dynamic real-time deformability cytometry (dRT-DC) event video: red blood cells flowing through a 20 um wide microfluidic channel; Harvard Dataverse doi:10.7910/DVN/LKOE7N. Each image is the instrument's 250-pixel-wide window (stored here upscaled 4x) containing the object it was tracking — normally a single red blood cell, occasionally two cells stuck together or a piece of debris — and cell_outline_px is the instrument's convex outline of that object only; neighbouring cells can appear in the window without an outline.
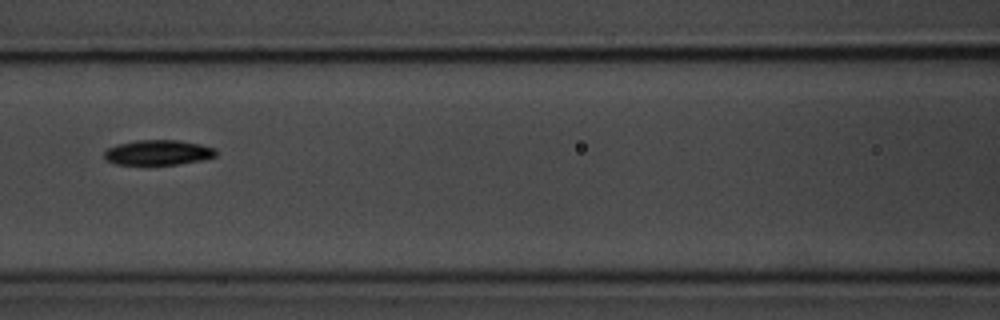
{"species": "common noctule bat (a hibernating species)", "species_latin": "Nyctalus noctula", "temperature_condition": "room temperature", "stored_images_in_passage": 8, "camera_frame_rate_fps": 3000, "um_per_image_px": 0.085, "animal": {"sex": "male", "body_mass_g": 20.1, "forearm_length_mm": 53.5}, "frame": {"image": 1, "passage_image": 7, "time_ms": 7.667, "image_size_px": [1000, 320], "cell_outline_px": [[216, 156], [200, 160], [176, 164], [116, 164], [104, 160], [104, 152], [108, 148], [116, 144], [136, 140], [180, 140], [200, 144], [216, 148]], "centroid_in_image_um": [13.41, 12.95], "position_along_channel_um": 153.2, "area_um2": 16.3}}
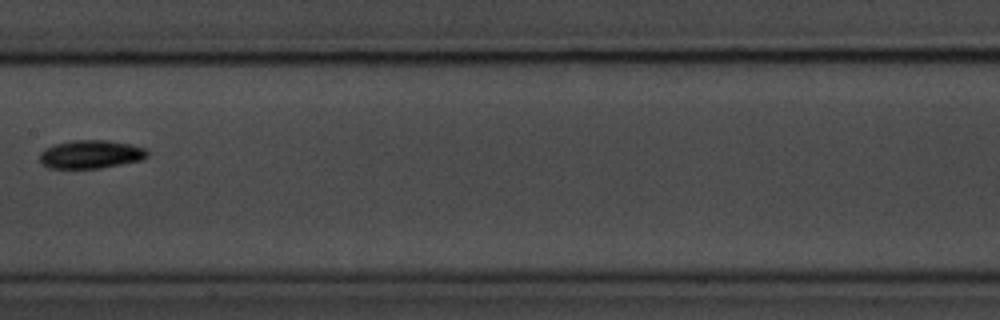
{"frame": {"image": 2, "passage_image": 8, "time_ms": 9.0, "image_size_px": [1000, 320], "cell_outline_px": [[148, 156], [140, 160], [100, 168], [48, 168], [40, 160], [40, 152], [44, 148], [52, 144], [72, 140], [108, 140], [132, 144], [144, 148], [148, 152]], "centroid_in_image_um": [7.69, 13.1], "position_along_channel_um": 199.7, "area_um2": 17.8}}